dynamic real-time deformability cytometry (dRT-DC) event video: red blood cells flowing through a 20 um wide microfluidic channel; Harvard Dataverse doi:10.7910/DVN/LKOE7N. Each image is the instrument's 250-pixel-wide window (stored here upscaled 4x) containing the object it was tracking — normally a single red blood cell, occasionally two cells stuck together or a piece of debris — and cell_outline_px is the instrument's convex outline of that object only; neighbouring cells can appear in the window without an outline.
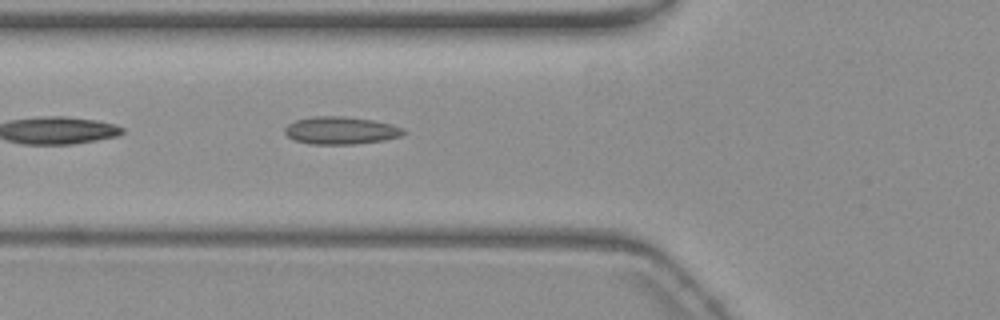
{"species": "common noctule bat (a hibernating species)", "species_latin": "Nyctalus noctula", "temperature_condition": "warm", "stored_images_in_passage": 39, "camera_frame_rate_fps": 3000, "um_per_image_px": 0.085, "animal": {"sex": "female", "body_mass_g": 19.3, "forearm_length_mm": 54.1}, "frame": {"image": 1, "passage_image": 4, "time_ms": 1.0, "image_size_px": [1000, 320], "cell_outline_px": [[408, 132], [400, 136], [384, 140], [356, 144], [308, 144], [296, 140], [288, 136], [284, 132], [284, 128], [288, 124], [296, 120], [312, 116], [344, 116], [372, 120], [392, 124], [404, 128]], "centroid_in_image_um": [28.99, 11.09], "position_along_channel_um": 96.8, "area_um2": 19.19}}
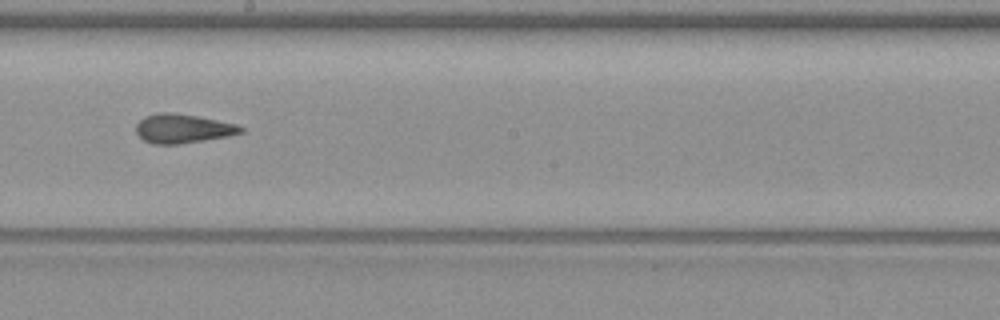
{"frame": {"image": 2, "passage_image": 15, "time_ms": 4.667, "image_size_px": [1000, 320], "cell_outline_px": [[244, 132], [228, 136], [204, 140], [176, 144], [152, 144], [144, 140], [136, 132], [136, 124], [144, 116], [156, 112], [172, 112], [196, 116], [236, 124], [244, 128]], "centroid_in_image_um": [15.51, 10.92], "position_along_channel_um": 232.7, "area_um2": 17.69}}
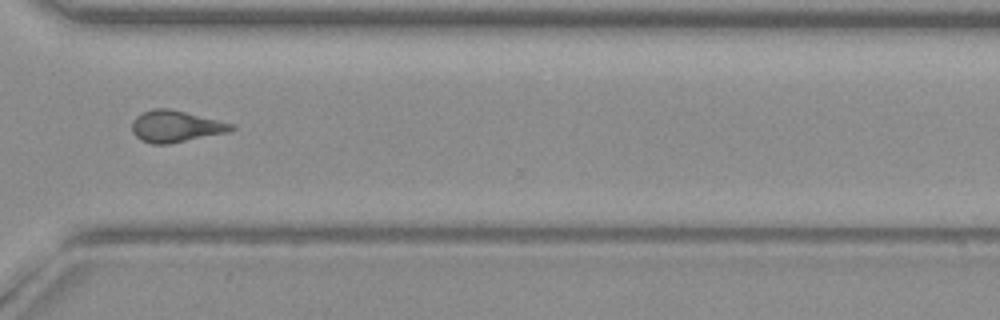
{"frame": {"image": 3, "passage_image": 25, "time_ms": 8.0, "image_size_px": [1000, 320], "cell_outline_px": [[236, 128], [228, 132], [168, 144], [152, 144], [140, 140], [132, 132], [132, 120], [136, 116], [152, 108], [168, 108], [236, 124]], "centroid_in_image_um": [14.93, 10.74], "position_along_channel_um": 355.7, "area_um2": 18.32}, "authors_computed_cell_mechanics": {"area_um2": 18.2648, "velocity_mm_per_s": 3.6925, "shape_relaxation_time_tau1_ms": null, "shape_relaxation_time_tau2_ms": 1.8281, "deformation_change_tau1": null, "deformation_change_tau2": 0.0808}}